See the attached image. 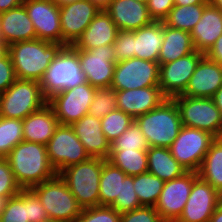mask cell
I'll return each mask as SVG.
<instances>
[{
    "mask_svg": "<svg viewBox=\"0 0 222 222\" xmlns=\"http://www.w3.org/2000/svg\"><path fill=\"white\" fill-rule=\"evenodd\" d=\"M21 189H30L54 178L57 173L48 160L46 145L22 141L5 157Z\"/></svg>",
    "mask_w": 222,
    "mask_h": 222,
    "instance_id": "cell-1",
    "label": "cell"
},
{
    "mask_svg": "<svg viewBox=\"0 0 222 222\" xmlns=\"http://www.w3.org/2000/svg\"><path fill=\"white\" fill-rule=\"evenodd\" d=\"M63 47V44L38 38L9 45L8 53L16 78L40 82L50 63Z\"/></svg>",
    "mask_w": 222,
    "mask_h": 222,
    "instance_id": "cell-2",
    "label": "cell"
},
{
    "mask_svg": "<svg viewBox=\"0 0 222 222\" xmlns=\"http://www.w3.org/2000/svg\"><path fill=\"white\" fill-rule=\"evenodd\" d=\"M134 121L146 137L149 147L169 148L182 127L179 109L170 98Z\"/></svg>",
    "mask_w": 222,
    "mask_h": 222,
    "instance_id": "cell-3",
    "label": "cell"
},
{
    "mask_svg": "<svg viewBox=\"0 0 222 222\" xmlns=\"http://www.w3.org/2000/svg\"><path fill=\"white\" fill-rule=\"evenodd\" d=\"M81 70L78 49L71 45L64 46L50 63L40 80L43 96L48 100L53 95L86 83Z\"/></svg>",
    "mask_w": 222,
    "mask_h": 222,
    "instance_id": "cell-4",
    "label": "cell"
},
{
    "mask_svg": "<svg viewBox=\"0 0 222 222\" xmlns=\"http://www.w3.org/2000/svg\"><path fill=\"white\" fill-rule=\"evenodd\" d=\"M102 167L103 158L90 157L58 173L82 208L99 206Z\"/></svg>",
    "mask_w": 222,
    "mask_h": 222,
    "instance_id": "cell-5",
    "label": "cell"
},
{
    "mask_svg": "<svg viewBox=\"0 0 222 222\" xmlns=\"http://www.w3.org/2000/svg\"><path fill=\"white\" fill-rule=\"evenodd\" d=\"M30 190L46 209L51 222H74L83 209L58 174Z\"/></svg>",
    "mask_w": 222,
    "mask_h": 222,
    "instance_id": "cell-6",
    "label": "cell"
},
{
    "mask_svg": "<svg viewBox=\"0 0 222 222\" xmlns=\"http://www.w3.org/2000/svg\"><path fill=\"white\" fill-rule=\"evenodd\" d=\"M47 101L43 96L40 82L16 79L0 94V116L23 120L42 109Z\"/></svg>",
    "mask_w": 222,
    "mask_h": 222,
    "instance_id": "cell-7",
    "label": "cell"
},
{
    "mask_svg": "<svg viewBox=\"0 0 222 222\" xmlns=\"http://www.w3.org/2000/svg\"><path fill=\"white\" fill-rule=\"evenodd\" d=\"M172 99L179 109L182 126L201 129L215 138L221 137L222 113L212 98L178 95Z\"/></svg>",
    "mask_w": 222,
    "mask_h": 222,
    "instance_id": "cell-8",
    "label": "cell"
},
{
    "mask_svg": "<svg viewBox=\"0 0 222 222\" xmlns=\"http://www.w3.org/2000/svg\"><path fill=\"white\" fill-rule=\"evenodd\" d=\"M215 139L212 134L201 129L182 126L169 150L187 172H198Z\"/></svg>",
    "mask_w": 222,
    "mask_h": 222,
    "instance_id": "cell-9",
    "label": "cell"
},
{
    "mask_svg": "<svg viewBox=\"0 0 222 222\" xmlns=\"http://www.w3.org/2000/svg\"><path fill=\"white\" fill-rule=\"evenodd\" d=\"M48 160L58 174L68 166L90 158L70 125L59 124L46 144Z\"/></svg>",
    "mask_w": 222,
    "mask_h": 222,
    "instance_id": "cell-10",
    "label": "cell"
},
{
    "mask_svg": "<svg viewBox=\"0 0 222 222\" xmlns=\"http://www.w3.org/2000/svg\"><path fill=\"white\" fill-rule=\"evenodd\" d=\"M96 90L86 82L53 95L47 104L53 109L59 124L71 125L88 114Z\"/></svg>",
    "mask_w": 222,
    "mask_h": 222,
    "instance_id": "cell-11",
    "label": "cell"
},
{
    "mask_svg": "<svg viewBox=\"0 0 222 222\" xmlns=\"http://www.w3.org/2000/svg\"><path fill=\"white\" fill-rule=\"evenodd\" d=\"M160 64L133 57L117 62L111 88L115 90L159 86Z\"/></svg>",
    "mask_w": 222,
    "mask_h": 222,
    "instance_id": "cell-12",
    "label": "cell"
},
{
    "mask_svg": "<svg viewBox=\"0 0 222 222\" xmlns=\"http://www.w3.org/2000/svg\"><path fill=\"white\" fill-rule=\"evenodd\" d=\"M81 70L86 81L95 88L110 87L116 64L113 44L91 50L78 49Z\"/></svg>",
    "mask_w": 222,
    "mask_h": 222,
    "instance_id": "cell-13",
    "label": "cell"
},
{
    "mask_svg": "<svg viewBox=\"0 0 222 222\" xmlns=\"http://www.w3.org/2000/svg\"><path fill=\"white\" fill-rule=\"evenodd\" d=\"M198 172H186L181 177L166 181L156 203L155 210L165 222H176L189 198Z\"/></svg>",
    "mask_w": 222,
    "mask_h": 222,
    "instance_id": "cell-14",
    "label": "cell"
},
{
    "mask_svg": "<svg viewBox=\"0 0 222 222\" xmlns=\"http://www.w3.org/2000/svg\"><path fill=\"white\" fill-rule=\"evenodd\" d=\"M204 55L195 50L185 57L160 65L159 87L166 98L172 99L185 92L197 64Z\"/></svg>",
    "mask_w": 222,
    "mask_h": 222,
    "instance_id": "cell-15",
    "label": "cell"
},
{
    "mask_svg": "<svg viewBox=\"0 0 222 222\" xmlns=\"http://www.w3.org/2000/svg\"><path fill=\"white\" fill-rule=\"evenodd\" d=\"M22 4L33 22L36 38L62 44L59 5L54 0H27Z\"/></svg>",
    "mask_w": 222,
    "mask_h": 222,
    "instance_id": "cell-16",
    "label": "cell"
},
{
    "mask_svg": "<svg viewBox=\"0 0 222 222\" xmlns=\"http://www.w3.org/2000/svg\"><path fill=\"white\" fill-rule=\"evenodd\" d=\"M100 10L91 0H79L59 6L62 44L72 45Z\"/></svg>",
    "mask_w": 222,
    "mask_h": 222,
    "instance_id": "cell-17",
    "label": "cell"
},
{
    "mask_svg": "<svg viewBox=\"0 0 222 222\" xmlns=\"http://www.w3.org/2000/svg\"><path fill=\"white\" fill-rule=\"evenodd\" d=\"M222 195L198 177L194 182L184 210L176 222H209Z\"/></svg>",
    "mask_w": 222,
    "mask_h": 222,
    "instance_id": "cell-18",
    "label": "cell"
},
{
    "mask_svg": "<svg viewBox=\"0 0 222 222\" xmlns=\"http://www.w3.org/2000/svg\"><path fill=\"white\" fill-rule=\"evenodd\" d=\"M119 31H134L151 24L147 4L136 0H111L104 8Z\"/></svg>",
    "mask_w": 222,
    "mask_h": 222,
    "instance_id": "cell-19",
    "label": "cell"
},
{
    "mask_svg": "<svg viewBox=\"0 0 222 222\" xmlns=\"http://www.w3.org/2000/svg\"><path fill=\"white\" fill-rule=\"evenodd\" d=\"M116 97V109L130 115L133 119L155 109L167 99L159 86L116 90Z\"/></svg>",
    "mask_w": 222,
    "mask_h": 222,
    "instance_id": "cell-20",
    "label": "cell"
},
{
    "mask_svg": "<svg viewBox=\"0 0 222 222\" xmlns=\"http://www.w3.org/2000/svg\"><path fill=\"white\" fill-rule=\"evenodd\" d=\"M222 86V65L204 55L197 64L182 94L187 97L212 98Z\"/></svg>",
    "mask_w": 222,
    "mask_h": 222,
    "instance_id": "cell-21",
    "label": "cell"
},
{
    "mask_svg": "<svg viewBox=\"0 0 222 222\" xmlns=\"http://www.w3.org/2000/svg\"><path fill=\"white\" fill-rule=\"evenodd\" d=\"M70 126L90 157L109 158L110 142L102 131L100 118L87 114Z\"/></svg>",
    "mask_w": 222,
    "mask_h": 222,
    "instance_id": "cell-22",
    "label": "cell"
},
{
    "mask_svg": "<svg viewBox=\"0 0 222 222\" xmlns=\"http://www.w3.org/2000/svg\"><path fill=\"white\" fill-rule=\"evenodd\" d=\"M1 39L7 46L36 39L33 22L23 4L0 13Z\"/></svg>",
    "mask_w": 222,
    "mask_h": 222,
    "instance_id": "cell-23",
    "label": "cell"
},
{
    "mask_svg": "<svg viewBox=\"0 0 222 222\" xmlns=\"http://www.w3.org/2000/svg\"><path fill=\"white\" fill-rule=\"evenodd\" d=\"M118 31L111 17L104 9H101L71 46L74 49L91 50L99 46L110 45L114 43Z\"/></svg>",
    "mask_w": 222,
    "mask_h": 222,
    "instance_id": "cell-24",
    "label": "cell"
},
{
    "mask_svg": "<svg viewBox=\"0 0 222 222\" xmlns=\"http://www.w3.org/2000/svg\"><path fill=\"white\" fill-rule=\"evenodd\" d=\"M190 35L194 49L206 54L222 35V10L209 2Z\"/></svg>",
    "mask_w": 222,
    "mask_h": 222,
    "instance_id": "cell-25",
    "label": "cell"
},
{
    "mask_svg": "<svg viewBox=\"0 0 222 222\" xmlns=\"http://www.w3.org/2000/svg\"><path fill=\"white\" fill-rule=\"evenodd\" d=\"M58 125L53 109L46 104L23 119V140L46 145Z\"/></svg>",
    "mask_w": 222,
    "mask_h": 222,
    "instance_id": "cell-26",
    "label": "cell"
},
{
    "mask_svg": "<svg viewBox=\"0 0 222 222\" xmlns=\"http://www.w3.org/2000/svg\"><path fill=\"white\" fill-rule=\"evenodd\" d=\"M163 40V21H153L147 26L134 30V57L158 62Z\"/></svg>",
    "mask_w": 222,
    "mask_h": 222,
    "instance_id": "cell-27",
    "label": "cell"
},
{
    "mask_svg": "<svg viewBox=\"0 0 222 222\" xmlns=\"http://www.w3.org/2000/svg\"><path fill=\"white\" fill-rule=\"evenodd\" d=\"M164 40L160 48L158 63L166 64L194 52L190 32L171 28L163 23Z\"/></svg>",
    "mask_w": 222,
    "mask_h": 222,
    "instance_id": "cell-28",
    "label": "cell"
},
{
    "mask_svg": "<svg viewBox=\"0 0 222 222\" xmlns=\"http://www.w3.org/2000/svg\"><path fill=\"white\" fill-rule=\"evenodd\" d=\"M148 172L164 182L181 177L187 171L171 155L169 148L149 147L147 149Z\"/></svg>",
    "mask_w": 222,
    "mask_h": 222,
    "instance_id": "cell-29",
    "label": "cell"
},
{
    "mask_svg": "<svg viewBox=\"0 0 222 222\" xmlns=\"http://www.w3.org/2000/svg\"><path fill=\"white\" fill-rule=\"evenodd\" d=\"M126 174L107 159L103 167L99 184V206H110L121 195L122 181Z\"/></svg>",
    "mask_w": 222,
    "mask_h": 222,
    "instance_id": "cell-30",
    "label": "cell"
},
{
    "mask_svg": "<svg viewBox=\"0 0 222 222\" xmlns=\"http://www.w3.org/2000/svg\"><path fill=\"white\" fill-rule=\"evenodd\" d=\"M199 177L222 195V139L216 138L198 171Z\"/></svg>",
    "mask_w": 222,
    "mask_h": 222,
    "instance_id": "cell-31",
    "label": "cell"
},
{
    "mask_svg": "<svg viewBox=\"0 0 222 222\" xmlns=\"http://www.w3.org/2000/svg\"><path fill=\"white\" fill-rule=\"evenodd\" d=\"M107 160L126 175L136 176L148 172L147 150H110Z\"/></svg>",
    "mask_w": 222,
    "mask_h": 222,
    "instance_id": "cell-32",
    "label": "cell"
},
{
    "mask_svg": "<svg viewBox=\"0 0 222 222\" xmlns=\"http://www.w3.org/2000/svg\"><path fill=\"white\" fill-rule=\"evenodd\" d=\"M207 4L175 6L170 10L163 23L171 28L191 32L203 15Z\"/></svg>",
    "mask_w": 222,
    "mask_h": 222,
    "instance_id": "cell-33",
    "label": "cell"
},
{
    "mask_svg": "<svg viewBox=\"0 0 222 222\" xmlns=\"http://www.w3.org/2000/svg\"><path fill=\"white\" fill-rule=\"evenodd\" d=\"M164 181L147 172L133 176V186L142 206H155L164 186Z\"/></svg>",
    "mask_w": 222,
    "mask_h": 222,
    "instance_id": "cell-34",
    "label": "cell"
},
{
    "mask_svg": "<svg viewBox=\"0 0 222 222\" xmlns=\"http://www.w3.org/2000/svg\"><path fill=\"white\" fill-rule=\"evenodd\" d=\"M23 141V120L0 116V158Z\"/></svg>",
    "mask_w": 222,
    "mask_h": 222,
    "instance_id": "cell-35",
    "label": "cell"
},
{
    "mask_svg": "<svg viewBox=\"0 0 222 222\" xmlns=\"http://www.w3.org/2000/svg\"><path fill=\"white\" fill-rule=\"evenodd\" d=\"M134 119L119 109H115L101 118V126L106 139L112 143L117 139L129 126Z\"/></svg>",
    "mask_w": 222,
    "mask_h": 222,
    "instance_id": "cell-36",
    "label": "cell"
},
{
    "mask_svg": "<svg viewBox=\"0 0 222 222\" xmlns=\"http://www.w3.org/2000/svg\"><path fill=\"white\" fill-rule=\"evenodd\" d=\"M148 148L147 139L135 121L110 143V150H147Z\"/></svg>",
    "mask_w": 222,
    "mask_h": 222,
    "instance_id": "cell-37",
    "label": "cell"
},
{
    "mask_svg": "<svg viewBox=\"0 0 222 222\" xmlns=\"http://www.w3.org/2000/svg\"><path fill=\"white\" fill-rule=\"evenodd\" d=\"M0 222H29L27 213V189H22L17 195L8 198Z\"/></svg>",
    "mask_w": 222,
    "mask_h": 222,
    "instance_id": "cell-38",
    "label": "cell"
},
{
    "mask_svg": "<svg viewBox=\"0 0 222 222\" xmlns=\"http://www.w3.org/2000/svg\"><path fill=\"white\" fill-rule=\"evenodd\" d=\"M117 106L116 90L111 87L98 88L95 92L92 103L89 106L88 114L96 118H102Z\"/></svg>",
    "mask_w": 222,
    "mask_h": 222,
    "instance_id": "cell-39",
    "label": "cell"
},
{
    "mask_svg": "<svg viewBox=\"0 0 222 222\" xmlns=\"http://www.w3.org/2000/svg\"><path fill=\"white\" fill-rule=\"evenodd\" d=\"M110 207L116 209L120 214L142 207L134 190L133 176L126 175L122 181L121 195Z\"/></svg>",
    "mask_w": 222,
    "mask_h": 222,
    "instance_id": "cell-40",
    "label": "cell"
},
{
    "mask_svg": "<svg viewBox=\"0 0 222 222\" xmlns=\"http://www.w3.org/2000/svg\"><path fill=\"white\" fill-rule=\"evenodd\" d=\"M121 214L110 206L83 208L74 222H120Z\"/></svg>",
    "mask_w": 222,
    "mask_h": 222,
    "instance_id": "cell-41",
    "label": "cell"
},
{
    "mask_svg": "<svg viewBox=\"0 0 222 222\" xmlns=\"http://www.w3.org/2000/svg\"><path fill=\"white\" fill-rule=\"evenodd\" d=\"M116 63L134 57V31H118L113 43Z\"/></svg>",
    "mask_w": 222,
    "mask_h": 222,
    "instance_id": "cell-42",
    "label": "cell"
},
{
    "mask_svg": "<svg viewBox=\"0 0 222 222\" xmlns=\"http://www.w3.org/2000/svg\"><path fill=\"white\" fill-rule=\"evenodd\" d=\"M17 184L9 162L5 158H0V196L13 197L21 191Z\"/></svg>",
    "mask_w": 222,
    "mask_h": 222,
    "instance_id": "cell-43",
    "label": "cell"
},
{
    "mask_svg": "<svg viewBox=\"0 0 222 222\" xmlns=\"http://www.w3.org/2000/svg\"><path fill=\"white\" fill-rule=\"evenodd\" d=\"M120 222H165L153 206H142L121 214Z\"/></svg>",
    "mask_w": 222,
    "mask_h": 222,
    "instance_id": "cell-44",
    "label": "cell"
},
{
    "mask_svg": "<svg viewBox=\"0 0 222 222\" xmlns=\"http://www.w3.org/2000/svg\"><path fill=\"white\" fill-rule=\"evenodd\" d=\"M27 213L29 222H51L46 209L30 189H27Z\"/></svg>",
    "mask_w": 222,
    "mask_h": 222,
    "instance_id": "cell-45",
    "label": "cell"
},
{
    "mask_svg": "<svg viewBox=\"0 0 222 222\" xmlns=\"http://www.w3.org/2000/svg\"><path fill=\"white\" fill-rule=\"evenodd\" d=\"M16 79L12 60L7 52L0 58V94L6 91Z\"/></svg>",
    "mask_w": 222,
    "mask_h": 222,
    "instance_id": "cell-46",
    "label": "cell"
},
{
    "mask_svg": "<svg viewBox=\"0 0 222 222\" xmlns=\"http://www.w3.org/2000/svg\"><path fill=\"white\" fill-rule=\"evenodd\" d=\"M147 8L154 21H163L174 7V0H148Z\"/></svg>",
    "mask_w": 222,
    "mask_h": 222,
    "instance_id": "cell-47",
    "label": "cell"
},
{
    "mask_svg": "<svg viewBox=\"0 0 222 222\" xmlns=\"http://www.w3.org/2000/svg\"><path fill=\"white\" fill-rule=\"evenodd\" d=\"M209 59L222 65V35H220L215 44L205 54Z\"/></svg>",
    "mask_w": 222,
    "mask_h": 222,
    "instance_id": "cell-48",
    "label": "cell"
},
{
    "mask_svg": "<svg viewBox=\"0 0 222 222\" xmlns=\"http://www.w3.org/2000/svg\"><path fill=\"white\" fill-rule=\"evenodd\" d=\"M21 0H0V13L20 6Z\"/></svg>",
    "mask_w": 222,
    "mask_h": 222,
    "instance_id": "cell-49",
    "label": "cell"
},
{
    "mask_svg": "<svg viewBox=\"0 0 222 222\" xmlns=\"http://www.w3.org/2000/svg\"><path fill=\"white\" fill-rule=\"evenodd\" d=\"M209 0H174L175 6H188L195 4H208Z\"/></svg>",
    "mask_w": 222,
    "mask_h": 222,
    "instance_id": "cell-50",
    "label": "cell"
},
{
    "mask_svg": "<svg viewBox=\"0 0 222 222\" xmlns=\"http://www.w3.org/2000/svg\"><path fill=\"white\" fill-rule=\"evenodd\" d=\"M209 222H222V202L214 210Z\"/></svg>",
    "mask_w": 222,
    "mask_h": 222,
    "instance_id": "cell-51",
    "label": "cell"
},
{
    "mask_svg": "<svg viewBox=\"0 0 222 222\" xmlns=\"http://www.w3.org/2000/svg\"><path fill=\"white\" fill-rule=\"evenodd\" d=\"M215 106L221 111L222 113V86L216 91V93L212 97Z\"/></svg>",
    "mask_w": 222,
    "mask_h": 222,
    "instance_id": "cell-52",
    "label": "cell"
},
{
    "mask_svg": "<svg viewBox=\"0 0 222 222\" xmlns=\"http://www.w3.org/2000/svg\"><path fill=\"white\" fill-rule=\"evenodd\" d=\"M91 1H93L101 9H104L111 0H91Z\"/></svg>",
    "mask_w": 222,
    "mask_h": 222,
    "instance_id": "cell-53",
    "label": "cell"
},
{
    "mask_svg": "<svg viewBox=\"0 0 222 222\" xmlns=\"http://www.w3.org/2000/svg\"><path fill=\"white\" fill-rule=\"evenodd\" d=\"M8 52V46L4 42H0V58Z\"/></svg>",
    "mask_w": 222,
    "mask_h": 222,
    "instance_id": "cell-54",
    "label": "cell"
},
{
    "mask_svg": "<svg viewBox=\"0 0 222 222\" xmlns=\"http://www.w3.org/2000/svg\"><path fill=\"white\" fill-rule=\"evenodd\" d=\"M8 198L7 197H2L0 196V214L3 212L6 203H7Z\"/></svg>",
    "mask_w": 222,
    "mask_h": 222,
    "instance_id": "cell-55",
    "label": "cell"
},
{
    "mask_svg": "<svg viewBox=\"0 0 222 222\" xmlns=\"http://www.w3.org/2000/svg\"><path fill=\"white\" fill-rule=\"evenodd\" d=\"M59 6H64L69 3H73L79 0H54Z\"/></svg>",
    "mask_w": 222,
    "mask_h": 222,
    "instance_id": "cell-56",
    "label": "cell"
},
{
    "mask_svg": "<svg viewBox=\"0 0 222 222\" xmlns=\"http://www.w3.org/2000/svg\"><path fill=\"white\" fill-rule=\"evenodd\" d=\"M209 2L215 6L218 7L219 9L222 10V0H209Z\"/></svg>",
    "mask_w": 222,
    "mask_h": 222,
    "instance_id": "cell-57",
    "label": "cell"
},
{
    "mask_svg": "<svg viewBox=\"0 0 222 222\" xmlns=\"http://www.w3.org/2000/svg\"><path fill=\"white\" fill-rule=\"evenodd\" d=\"M136 1H139V2H142V3H147L148 0H136Z\"/></svg>",
    "mask_w": 222,
    "mask_h": 222,
    "instance_id": "cell-58",
    "label": "cell"
}]
</instances>
